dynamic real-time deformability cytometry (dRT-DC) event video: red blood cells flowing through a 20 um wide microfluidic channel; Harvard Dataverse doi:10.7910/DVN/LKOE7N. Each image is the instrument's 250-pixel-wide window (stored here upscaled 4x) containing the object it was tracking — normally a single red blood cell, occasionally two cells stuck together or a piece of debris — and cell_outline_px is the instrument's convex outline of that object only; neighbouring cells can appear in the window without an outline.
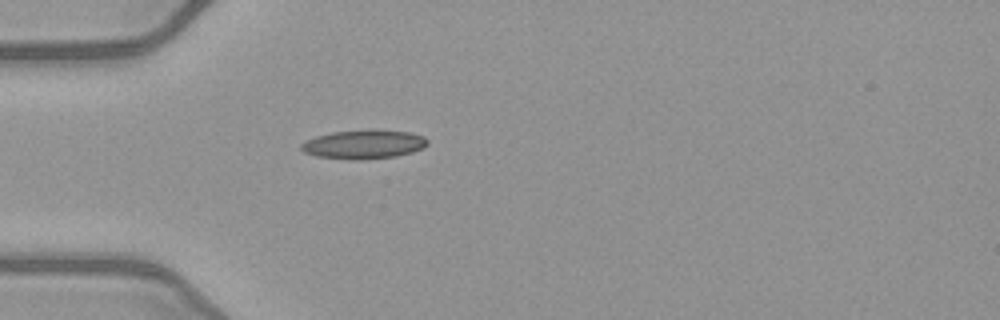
{"species": "common noctule bat (a hibernating species)", "species_latin": "Nyctalus noctula", "temperature_condition": "warm", "stored_images_in_passage": 37, "camera_frame_rate_fps": 3000, "um_per_image_px": 0.085, "animal": {"sex": "female", "body_mass_g": 21.9}, "frame": {"image": 1, "passage_image": 1, "time_ms": 0.0, "image_size_px": [1000, 320], "cell_outline_px": [[428, 144], [424, 148], [412, 152], [396, 156], [360, 160], [352, 160], [316, 156], [304, 152], [300, 148], [300, 144], [316, 136], [332, 132], [412, 132], [424, 136], [428, 140]], "centroid_in_image_um": [30.93, 12.31], "position_along_channel_um": 54.1, "area_um2": 20.58}}
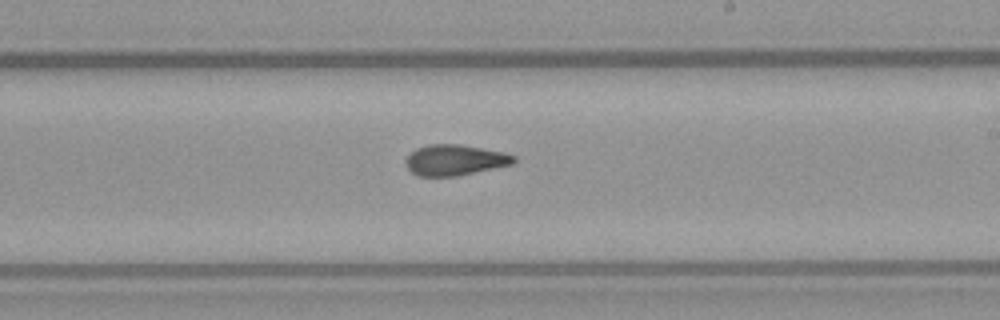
{"frame": {"image": 2, "passage_image": 16, "time_ms": 5.0, "image_size_px": [1000, 320], "cell_outline_px": [[516, 160], [512, 164], [456, 176], [416, 176], [404, 164], [404, 160], [416, 148], [428, 144], [460, 144], [504, 152], [516, 156]], "centroid_in_image_um": [38.64, 13.6], "position_along_channel_um": 250.4, "area_um2": 19.36}}
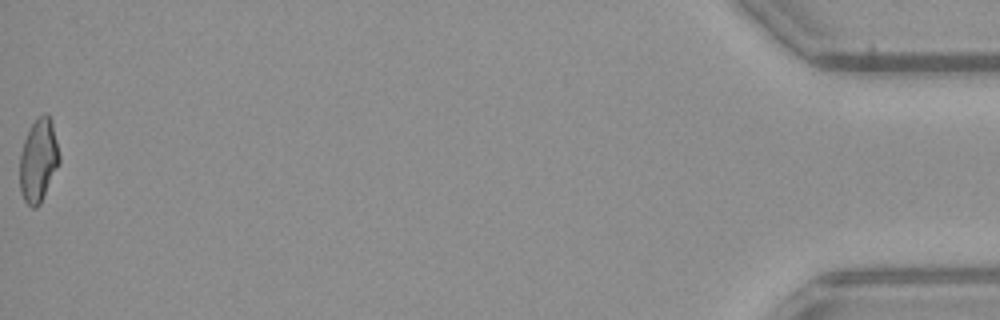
{"frame": {"image": 3, "passage_image": 37, "time_ms": 12.0, "image_size_px": [1000, 320], "cell_outline_px": [[60, 164], [40, 204], [36, 208], [32, 208], [24, 200], [20, 192], [20, 156], [24, 140], [36, 116], [44, 112], [48, 112], [52, 120], [60, 156]], "centroid_in_image_um": [3.28, 13.61], "position_along_channel_um": 431.9, "area_um2": 19.48}, "authors_computed_cell_mechanics": {"area_um2": 19.4208, "velocity_mm_per_s": 4.0665, "shape_relaxation_time_tau1_ms": null, "shape_relaxation_time_tau2_ms": 2.5668, "deformation_change_tau1": null, "deformation_change_tau2": 0.1086}}